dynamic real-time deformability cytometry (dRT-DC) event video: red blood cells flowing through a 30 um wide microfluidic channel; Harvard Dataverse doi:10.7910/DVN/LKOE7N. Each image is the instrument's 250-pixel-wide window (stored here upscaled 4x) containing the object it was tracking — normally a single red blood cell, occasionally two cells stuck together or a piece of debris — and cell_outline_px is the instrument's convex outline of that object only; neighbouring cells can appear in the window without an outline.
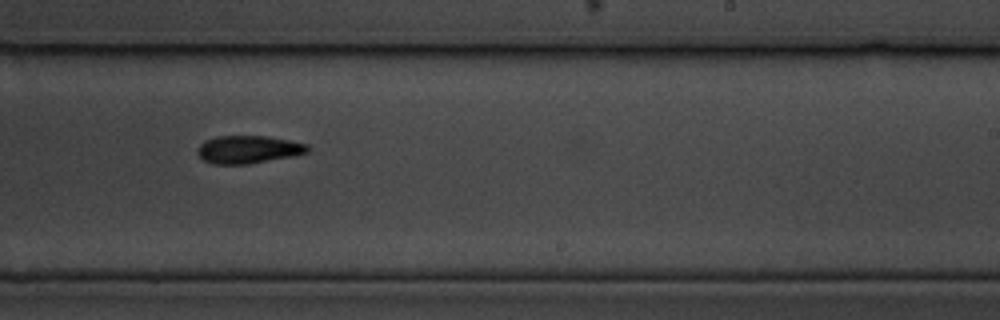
{"species": "common noctule bat (a hibernating species)", "species_latin": "Nyctalus noctula", "temperature_condition": "cold", "stored_images_in_passage": 16, "camera_frame_rate_fps": 3000, "um_per_image_px": 0.085, "animal": {"sex": "male", "body_mass_g": 19.5, "forearm_length_mm": 54.6}, "frame": {"image": 1, "passage_image": 10, "time_ms": 11.333, "image_size_px": [1000, 320], "cell_outline_px": [[308, 152], [292, 156], [248, 164], [212, 164], [204, 160], [196, 152], [196, 148], [204, 140], [216, 136], [264, 136], [288, 140], [308, 144]], "centroid_in_image_um": [21.05, 12.7], "position_along_channel_um": 267.9, "area_um2": 17.8}}
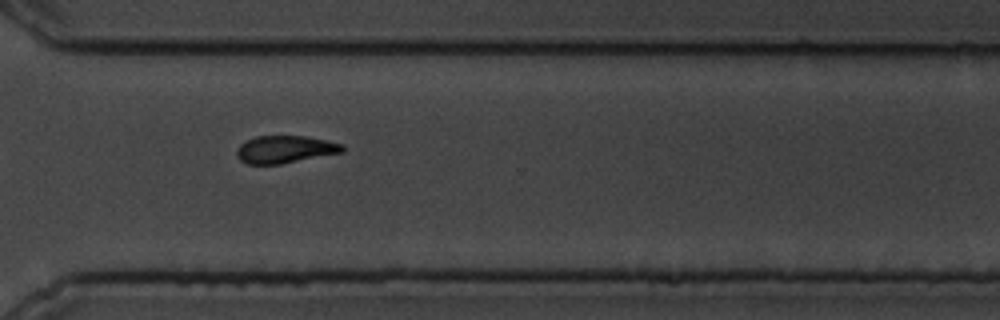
{"frame": {"image": 2, "passage_image": 12, "time_ms": 13.667, "image_size_px": [1000, 320], "cell_outline_px": [[344, 152], [280, 164], [248, 164], [240, 160], [236, 156], [236, 152], [240, 144], [256, 136], [304, 136], [328, 140], [344, 144]], "centroid_in_image_um": [24.25, 12.69], "position_along_channel_um": 346.4, "area_um2": 16.94}}
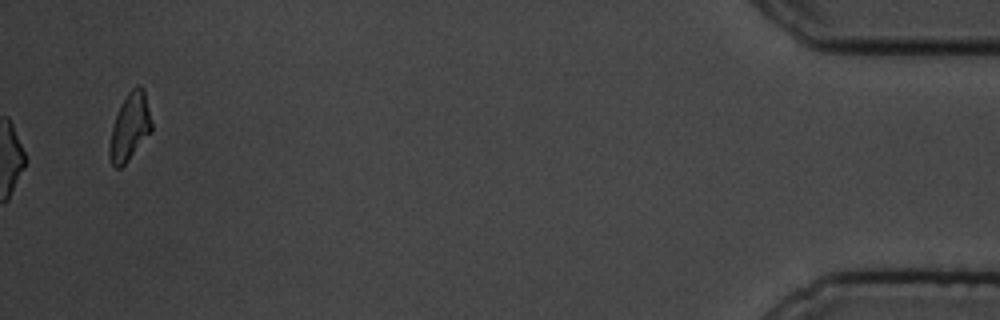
{"frame": {"image": 3, "passage_image": 16, "time_ms": 18.333, "image_size_px": [1000, 320], "cell_outline_px": [[152, 132], [128, 160], [120, 168], [116, 168], [112, 164], [108, 156], [108, 144], [112, 128], [120, 104], [128, 92], [136, 84], [140, 84], [144, 88], [152, 124]], "centroid_in_image_um": [11.03, 10.78], "position_along_channel_um": 424.2, "area_um2": 16.65}, "authors_computed_cell_mechanics": {"area_um2": 17.8313, "velocity_mm_per_s": 3.3694, "shape_relaxation_time_tau1_ms": 1.6938, "shape_relaxation_time_tau2_ms": 2.6355, "deformation_change_tau1": 0.0629, "deformation_change_tau2": 0.0703}}